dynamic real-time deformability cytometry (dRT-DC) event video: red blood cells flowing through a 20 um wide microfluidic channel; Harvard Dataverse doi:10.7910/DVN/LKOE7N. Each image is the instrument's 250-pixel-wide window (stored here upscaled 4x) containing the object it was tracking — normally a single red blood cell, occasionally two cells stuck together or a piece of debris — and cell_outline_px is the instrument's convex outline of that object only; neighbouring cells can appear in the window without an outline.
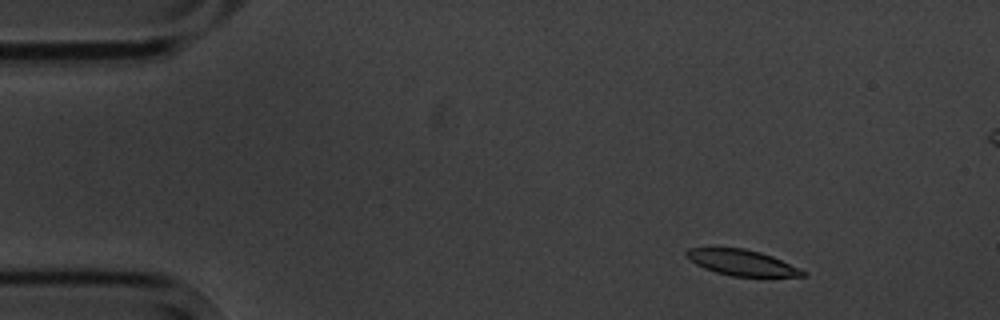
{"species": "common noctule bat (a hibernating species)", "species_latin": "Nyctalus noctula", "temperature_condition": "cold", "stored_images_in_passage": 5, "camera_frame_rate_fps": 3000, "um_per_image_px": 0.085, "animal": {"sex": "male", "body_mass_g": 20.1, "forearm_length_mm": 53.5}, "frame": {"image": 1, "passage_image": 1, "time_ms": 0.0, "image_size_px": [1000, 320], "cell_outline_px": [[808, 276], [732, 276], [716, 272], [704, 268], [688, 260], [684, 256], [684, 252], [688, 248], [744, 248], [760, 252], [772, 256], [808, 272]], "centroid_in_image_um": [63.03, 22.32], "position_along_channel_um": 22.0, "area_um2": 17.46}}
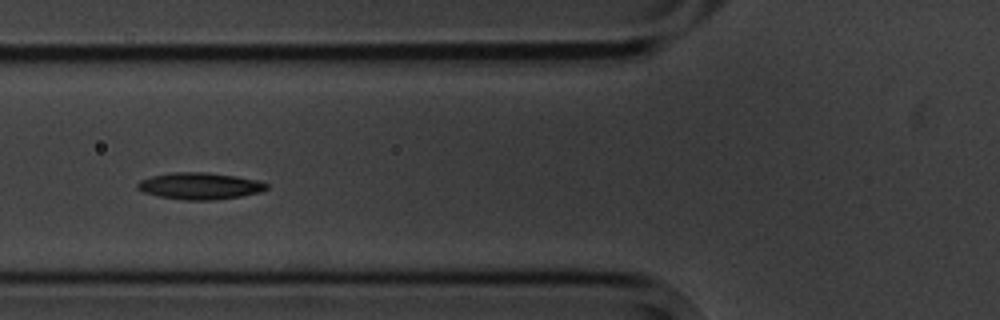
{"frame": {"image": 2, "passage_image": 5, "time_ms": 4.667, "image_size_px": [1000, 320], "cell_outline_px": [[268, 188], [260, 192], [244, 196], [212, 200], [184, 200], [156, 196], [144, 192], [136, 188], [136, 184], [140, 180], [152, 176], [172, 172], [208, 172], [236, 176], [256, 180], [268, 184]], "centroid_in_image_um": [16.97, 15.81], "position_along_channel_um": 108.8, "area_um2": 20.23}}